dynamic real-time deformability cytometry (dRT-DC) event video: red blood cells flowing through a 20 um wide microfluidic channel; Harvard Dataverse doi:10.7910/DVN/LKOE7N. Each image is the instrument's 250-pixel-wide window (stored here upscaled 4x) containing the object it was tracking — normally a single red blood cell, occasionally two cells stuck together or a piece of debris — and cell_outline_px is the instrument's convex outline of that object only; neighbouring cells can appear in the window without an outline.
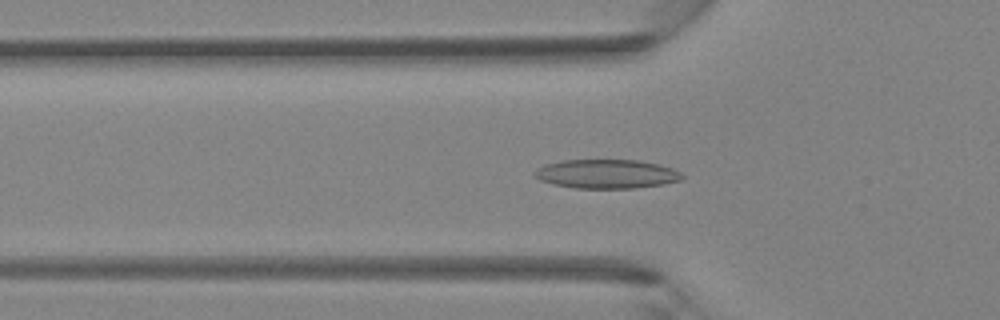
{"species": "Egyptian fruit bat (a non-hibernating species)", "species_latin": "Rousettus aegyptiacus", "temperature_condition": "room temperature", "stored_images_in_passage": 44, "camera_frame_rate_fps": 3000, "um_per_image_px": 0.085, "animal": {"sex": "female"}, "frame": {"image": 1, "passage_image": 15, "time_ms": 4.667, "image_size_px": [1000, 320], "cell_outline_px": [[684, 176], [680, 180], [664, 184], [636, 188], [576, 188], [552, 184], [540, 180], [532, 172], [544, 164], [564, 160], [640, 160], [660, 164], [672, 168], [680, 172]], "centroid_in_image_um": [51.57, 14.78], "position_along_channel_um": 74.2, "area_um2": 25.03}}
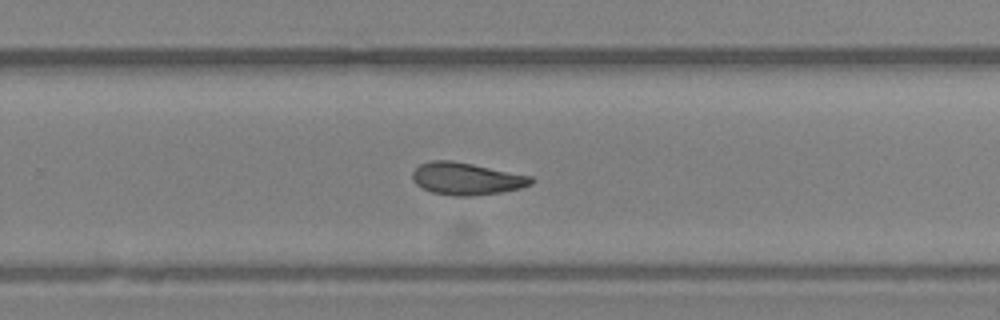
{"frame": {"image": 2, "passage_image": 29, "time_ms": 9.333, "image_size_px": [1000, 320], "cell_outline_px": [[536, 180], [532, 184], [520, 188], [500, 192], [472, 196], [452, 196], [432, 192], [416, 184], [412, 180], [412, 172], [420, 164], [432, 160], [452, 160], [532, 176]], "centroid_in_image_um": [39.65, 15.19], "position_along_channel_um": 290.1, "area_um2": 22.31}}
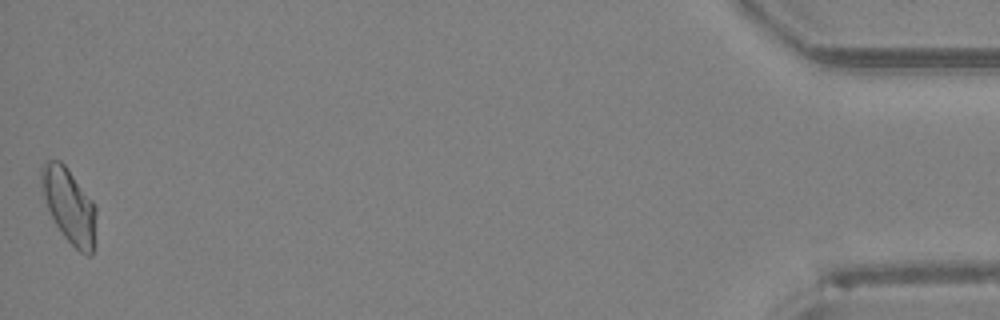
{"frame": {"image": 3, "passage_image": 44, "time_ms": 14.333, "image_size_px": [1000, 320], "cell_outline_px": [[96, 212], [92, 256], [88, 256], [80, 252], [64, 236], [56, 224], [48, 208], [44, 196], [40, 180], [40, 168], [44, 160], [60, 160], [64, 164], [96, 204]], "centroid_in_image_um": [5.87, 17.44], "position_along_channel_um": 429.3, "area_um2": 23.64}}